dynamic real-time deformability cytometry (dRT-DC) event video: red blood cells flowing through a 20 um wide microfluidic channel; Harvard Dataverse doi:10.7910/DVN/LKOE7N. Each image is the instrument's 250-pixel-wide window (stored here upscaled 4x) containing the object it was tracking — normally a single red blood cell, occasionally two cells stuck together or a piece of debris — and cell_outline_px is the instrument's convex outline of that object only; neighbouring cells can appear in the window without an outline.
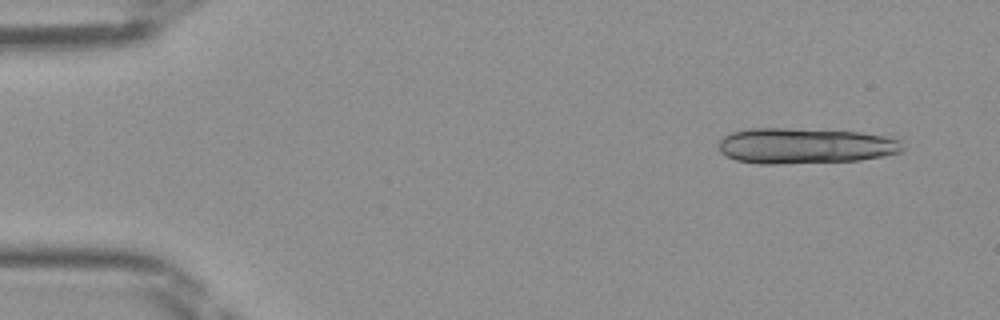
{"species": "Egyptian fruit bat (a non-hibernating species)", "species_latin": "Rousettus aegyptiacus", "temperature_condition": "room temperature", "stored_images_in_passage": 13, "camera_frame_rate_fps": 3000, "um_per_image_px": 0.085, "frame": {"image": 1, "passage_image": 3, "time_ms": 0.667, "image_size_px": [1000, 320], "cell_outline_px": [[904, 148], [900, 152], [884, 156], [860, 160], [780, 164], [760, 164], [736, 160], [720, 152], [716, 144], [724, 136], [732, 132], [752, 128], [788, 128], [860, 132], [884, 136], [900, 140]], "centroid_in_image_um": [68.4, 12.4], "position_along_channel_um": 16.6, "area_um2": 38.38}}